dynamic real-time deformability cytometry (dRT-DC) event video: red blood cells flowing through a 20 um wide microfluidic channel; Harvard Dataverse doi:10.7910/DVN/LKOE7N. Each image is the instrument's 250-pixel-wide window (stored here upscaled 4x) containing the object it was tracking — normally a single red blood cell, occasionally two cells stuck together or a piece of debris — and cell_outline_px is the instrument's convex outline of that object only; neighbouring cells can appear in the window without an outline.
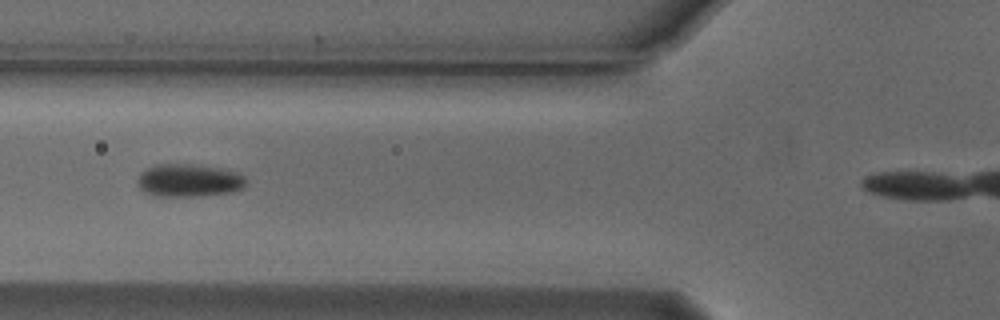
{"species": "Egyptian fruit bat (a non-hibernating species)", "species_latin": "Rousettus aegyptiacus", "temperature_condition": "cold", "stored_images_in_passage": 5, "camera_frame_rate_fps": 3000, "um_per_image_px": 0.085, "animal": {"sex": "male"}, "frame": {"image": 1, "passage_image": 2, "time_ms": 0.333, "image_size_px": [1000, 320], "cell_outline_px": [[248, 180], [244, 188], [232, 192], [200, 196], [156, 196], [144, 192], [140, 188], [136, 180], [140, 172], [144, 168], [156, 164], [200, 164], [224, 168], [240, 172]], "centroid_in_image_um": [16.08, 15.32], "position_along_channel_um": 109.7, "area_um2": 21.44}}
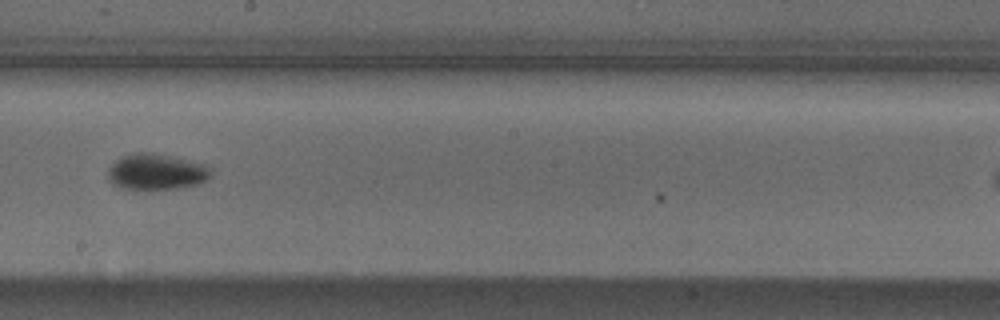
{"frame": {"image": 2, "passage_image": 5, "time_ms": 1.333, "image_size_px": [1000, 320], "cell_outline_px": [[212, 176], [200, 184], [176, 188], [136, 192], [120, 188], [112, 184], [108, 180], [108, 168], [120, 156], [132, 152], [156, 152], [204, 164], [212, 168]], "centroid_in_image_um": [13.25, 14.63], "position_along_channel_um": 234.9, "area_um2": 22.6}}